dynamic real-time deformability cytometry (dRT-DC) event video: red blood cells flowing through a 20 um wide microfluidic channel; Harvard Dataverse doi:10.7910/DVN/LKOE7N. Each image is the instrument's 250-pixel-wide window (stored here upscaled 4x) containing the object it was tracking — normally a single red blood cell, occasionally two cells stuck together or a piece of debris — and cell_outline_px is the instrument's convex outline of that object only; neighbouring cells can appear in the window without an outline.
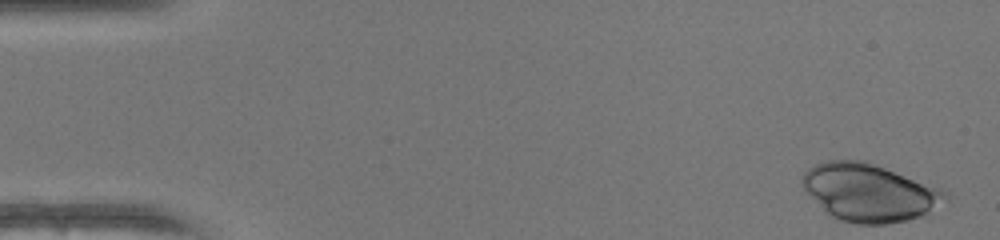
{"species": "human", "species_latin": "Homo sapiens", "temperature_condition": "warm", "stored_images_in_passage": 49, "camera_frame_rate_fps": 3000, "um_per_image_px": 0.085, "donor": {"sex": "female"}, "frame": {"image": 1, "passage_image": 1, "time_ms": 0.0, "image_size_px": [1000, 240], "cell_outline_px": [[948, 196], [924, 216], [908, 220], [884, 224], [856, 224], [840, 220], [828, 216], [824, 212], [800, 184], [800, 180], [804, 172], [808, 168], [816, 164], [828, 160], [864, 160], [940, 188], [948, 192]], "centroid_in_image_um": [73.83, 16.37], "position_along_channel_um": 11.2, "area_um2": 48.03}}
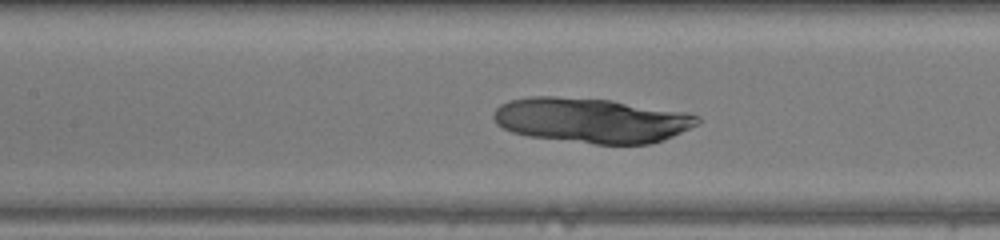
{"frame": {"image": 2, "passage_image": 22, "time_ms": 7.0, "image_size_px": [1000, 240], "cell_outline_px": [[700, 124], [664, 140], [648, 144], [596, 144], [528, 136], [512, 132], [496, 124], [492, 116], [492, 112], [500, 104], [508, 100], [528, 96], [552, 96], [608, 100], [688, 112], [700, 116]], "centroid_in_image_um": [50.27, 10.22], "position_along_channel_um": 157.1, "area_um2": 53.64}}
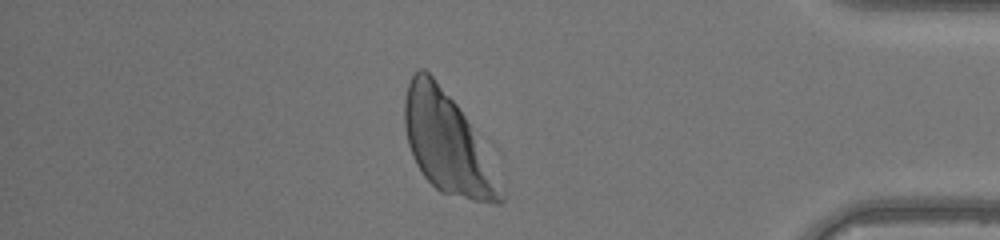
{"frame": {"image": 3, "passage_image": 42, "time_ms": 13.667, "image_size_px": [1000, 240], "cell_outline_px": [[504, 200], [500, 204], [496, 204], [472, 200], [440, 192], [424, 176], [416, 164], [412, 156], [408, 144], [404, 128], [404, 100], [408, 84], [412, 76], [420, 68], [424, 68], [432, 76], [456, 104], [464, 116], [504, 196]], "centroid_in_image_um": [37.9, 12.17], "position_along_channel_um": 397.3, "area_um2": 53.75}}